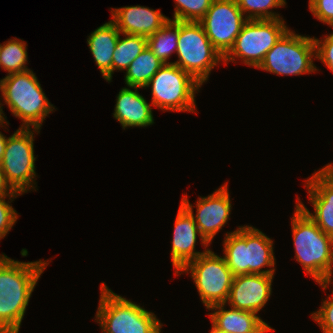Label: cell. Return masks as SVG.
I'll return each instance as SVG.
<instances>
[{
  "label": "cell",
  "instance_id": "1",
  "mask_svg": "<svg viewBox=\"0 0 333 333\" xmlns=\"http://www.w3.org/2000/svg\"><path fill=\"white\" fill-rule=\"evenodd\" d=\"M49 260L20 262L0 255V333H19L26 308Z\"/></svg>",
  "mask_w": 333,
  "mask_h": 333
},
{
  "label": "cell",
  "instance_id": "2",
  "mask_svg": "<svg viewBox=\"0 0 333 333\" xmlns=\"http://www.w3.org/2000/svg\"><path fill=\"white\" fill-rule=\"evenodd\" d=\"M291 226L296 261L326 290L333 283V237L325 234L297 203Z\"/></svg>",
  "mask_w": 333,
  "mask_h": 333
},
{
  "label": "cell",
  "instance_id": "3",
  "mask_svg": "<svg viewBox=\"0 0 333 333\" xmlns=\"http://www.w3.org/2000/svg\"><path fill=\"white\" fill-rule=\"evenodd\" d=\"M273 243L265 233L251 225L238 226L236 230L225 233L223 257L234 276L274 275L276 259Z\"/></svg>",
  "mask_w": 333,
  "mask_h": 333
},
{
  "label": "cell",
  "instance_id": "4",
  "mask_svg": "<svg viewBox=\"0 0 333 333\" xmlns=\"http://www.w3.org/2000/svg\"><path fill=\"white\" fill-rule=\"evenodd\" d=\"M0 91L13 116L22 120L20 128L41 129L55 110L32 70L6 75L0 79Z\"/></svg>",
  "mask_w": 333,
  "mask_h": 333
},
{
  "label": "cell",
  "instance_id": "5",
  "mask_svg": "<svg viewBox=\"0 0 333 333\" xmlns=\"http://www.w3.org/2000/svg\"><path fill=\"white\" fill-rule=\"evenodd\" d=\"M100 292L95 322L103 333H161L163 324L153 312L114 293L105 282Z\"/></svg>",
  "mask_w": 333,
  "mask_h": 333
},
{
  "label": "cell",
  "instance_id": "6",
  "mask_svg": "<svg viewBox=\"0 0 333 333\" xmlns=\"http://www.w3.org/2000/svg\"><path fill=\"white\" fill-rule=\"evenodd\" d=\"M151 87V104L164 111L195 113V94L202 85L175 64H164L144 86Z\"/></svg>",
  "mask_w": 333,
  "mask_h": 333
},
{
  "label": "cell",
  "instance_id": "7",
  "mask_svg": "<svg viewBox=\"0 0 333 333\" xmlns=\"http://www.w3.org/2000/svg\"><path fill=\"white\" fill-rule=\"evenodd\" d=\"M178 60L172 62L189 73L201 85L207 82L211 70L223 62L199 22L179 21Z\"/></svg>",
  "mask_w": 333,
  "mask_h": 333
},
{
  "label": "cell",
  "instance_id": "8",
  "mask_svg": "<svg viewBox=\"0 0 333 333\" xmlns=\"http://www.w3.org/2000/svg\"><path fill=\"white\" fill-rule=\"evenodd\" d=\"M288 29L266 53L257 69L281 76H301L319 71L313 63L316 48L313 37Z\"/></svg>",
  "mask_w": 333,
  "mask_h": 333
},
{
  "label": "cell",
  "instance_id": "9",
  "mask_svg": "<svg viewBox=\"0 0 333 333\" xmlns=\"http://www.w3.org/2000/svg\"><path fill=\"white\" fill-rule=\"evenodd\" d=\"M283 18L247 20L229 52L223 57L224 65L236 63V58L256 69L263 62L281 36L288 30Z\"/></svg>",
  "mask_w": 333,
  "mask_h": 333
},
{
  "label": "cell",
  "instance_id": "10",
  "mask_svg": "<svg viewBox=\"0 0 333 333\" xmlns=\"http://www.w3.org/2000/svg\"><path fill=\"white\" fill-rule=\"evenodd\" d=\"M182 273H190L206 309L227 302L234 275L223 256L209 249L187 263L175 276Z\"/></svg>",
  "mask_w": 333,
  "mask_h": 333
},
{
  "label": "cell",
  "instance_id": "11",
  "mask_svg": "<svg viewBox=\"0 0 333 333\" xmlns=\"http://www.w3.org/2000/svg\"><path fill=\"white\" fill-rule=\"evenodd\" d=\"M41 129L20 128L7 138L1 167L7 183L20 194L36 191L34 133Z\"/></svg>",
  "mask_w": 333,
  "mask_h": 333
},
{
  "label": "cell",
  "instance_id": "12",
  "mask_svg": "<svg viewBox=\"0 0 333 333\" xmlns=\"http://www.w3.org/2000/svg\"><path fill=\"white\" fill-rule=\"evenodd\" d=\"M247 20L236 0H213L199 23L214 48L224 57Z\"/></svg>",
  "mask_w": 333,
  "mask_h": 333
},
{
  "label": "cell",
  "instance_id": "13",
  "mask_svg": "<svg viewBox=\"0 0 333 333\" xmlns=\"http://www.w3.org/2000/svg\"><path fill=\"white\" fill-rule=\"evenodd\" d=\"M181 204L191 213L202 237L209 244H212L216 234L230 219L232 203L227 182L207 197H198L196 207L190 203L186 194L183 195ZM193 207L196 208V214Z\"/></svg>",
  "mask_w": 333,
  "mask_h": 333
},
{
  "label": "cell",
  "instance_id": "14",
  "mask_svg": "<svg viewBox=\"0 0 333 333\" xmlns=\"http://www.w3.org/2000/svg\"><path fill=\"white\" fill-rule=\"evenodd\" d=\"M274 275L245 274L234 276L226 305L258 314L272 295Z\"/></svg>",
  "mask_w": 333,
  "mask_h": 333
},
{
  "label": "cell",
  "instance_id": "15",
  "mask_svg": "<svg viewBox=\"0 0 333 333\" xmlns=\"http://www.w3.org/2000/svg\"><path fill=\"white\" fill-rule=\"evenodd\" d=\"M172 237L171 260L175 275L190 261L207 252L210 244L202 237L191 213L180 203ZM197 236L205 250L195 249Z\"/></svg>",
  "mask_w": 333,
  "mask_h": 333
},
{
  "label": "cell",
  "instance_id": "16",
  "mask_svg": "<svg viewBox=\"0 0 333 333\" xmlns=\"http://www.w3.org/2000/svg\"><path fill=\"white\" fill-rule=\"evenodd\" d=\"M304 183L314 212L307 209L300 197H297L296 203L325 234L333 237V176L316 171Z\"/></svg>",
  "mask_w": 333,
  "mask_h": 333
},
{
  "label": "cell",
  "instance_id": "17",
  "mask_svg": "<svg viewBox=\"0 0 333 333\" xmlns=\"http://www.w3.org/2000/svg\"><path fill=\"white\" fill-rule=\"evenodd\" d=\"M111 20L121 33L133 34L148 38L159 30L169 17L160 9L154 10L146 6H125L111 8Z\"/></svg>",
  "mask_w": 333,
  "mask_h": 333
},
{
  "label": "cell",
  "instance_id": "18",
  "mask_svg": "<svg viewBox=\"0 0 333 333\" xmlns=\"http://www.w3.org/2000/svg\"><path fill=\"white\" fill-rule=\"evenodd\" d=\"M140 88L123 87L117 94L113 117L119 121L123 130L128 127H147L154 124L152 104L139 94Z\"/></svg>",
  "mask_w": 333,
  "mask_h": 333
},
{
  "label": "cell",
  "instance_id": "19",
  "mask_svg": "<svg viewBox=\"0 0 333 333\" xmlns=\"http://www.w3.org/2000/svg\"><path fill=\"white\" fill-rule=\"evenodd\" d=\"M225 303L208 308L211 322L226 333H267L275 331L259 315L230 307L226 310Z\"/></svg>",
  "mask_w": 333,
  "mask_h": 333
},
{
  "label": "cell",
  "instance_id": "20",
  "mask_svg": "<svg viewBox=\"0 0 333 333\" xmlns=\"http://www.w3.org/2000/svg\"><path fill=\"white\" fill-rule=\"evenodd\" d=\"M120 33L115 23L110 20L91 32L87 38L95 64L107 82H112L113 53Z\"/></svg>",
  "mask_w": 333,
  "mask_h": 333
},
{
  "label": "cell",
  "instance_id": "21",
  "mask_svg": "<svg viewBox=\"0 0 333 333\" xmlns=\"http://www.w3.org/2000/svg\"><path fill=\"white\" fill-rule=\"evenodd\" d=\"M179 21L169 20L159 30L147 38V47L163 64H172L169 58L177 52Z\"/></svg>",
  "mask_w": 333,
  "mask_h": 333
},
{
  "label": "cell",
  "instance_id": "22",
  "mask_svg": "<svg viewBox=\"0 0 333 333\" xmlns=\"http://www.w3.org/2000/svg\"><path fill=\"white\" fill-rule=\"evenodd\" d=\"M163 65L147 47L129 65L124 76V82L126 86L144 88Z\"/></svg>",
  "mask_w": 333,
  "mask_h": 333
},
{
  "label": "cell",
  "instance_id": "23",
  "mask_svg": "<svg viewBox=\"0 0 333 333\" xmlns=\"http://www.w3.org/2000/svg\"><path fill=\"white\" fill-rule=\"evenodd\" d=\"M121 34L125 38L121 37ZM147 48V38L143 36L120 33L112 61V75L114 71L127 70L132 61Z\"/></svg>",
  "mask_w": 333,
  "mask_h": 333
},
{
  "label": "cell",
  "instance_id": "24",
  "mask_svg": "<svg viewBox=\"0 0 333 333\" xmlns=\"http://www.w3.org/2000/svg\"><path fill=\"white\" fill-rule=\"evenodd\" d=\"M27 44L24 40L11 38L1 44L0 68L7 71V75L30 70L28 64Z\"/></svg>",
  "mask_w": 333,
  "mask_h": 333
},
{
  "label": "cell",
  "instance_id": "25",
  "mask_svg": "<svg viewBox=\"0 0 333 333\" xmlns=\"http://www.w3.org/2000/svg\"><path fill=\"white\" fill-rule=\"evenodd\" d=\"M238 7L248 20L252 19H280L275 8L285 7L286 0H236ZM246 14V15H245Z\"/></svg>",
  "mask_w": 333,
  "mask_h": 333
},
{
  "label": "cell",
  "instance_id": "26",
  "mask_svg": "<svg viewBox=\"0 0 333 333\" xmlns=\"http://www.w3.org/2000/svg\"><path fill=\"white\" fill-rule=\"evenodd\" d=\"M173 19L177 21L199 22L209 10L213 0H174Z\"/></svg>",
  "mask_w": 333,
  "mask_h": 333
},
{
  "label": "cell",
  "instance_id": "27",
  "mask_svg": "<svg viewBox=\"0 0 333 333\" xmlns=\"http://www.w3.org/2000/svg\"><path fill=\"white\" fill-rule=\"evenodd\" d=\"M15 198L17 196H0V240L5 238L18 220L19 215L11 205Z\"/></svg>",
  "mask_w": 333,
  "mask_h": 333
},
{
  "label": "cell",
  "instance_id": "28",
  "mask_svg": "<svg viewBox=\"0 0 333 333\" xmlns=\"http://www.w3.org/2000/svg\"><path fill=\"white\" fill-rule=\"evenodd\" d=\"M311 318L318 323L322 333H333V290L332 296L323 299L320 309L311 313Z\"/></svg>",
  "mask_w": 333,
  "mask_h": 333
},
{
  "label": "cell",
  "instance_id": "29",
  "mask_svg": "<svg viewBox=\"0 0 333 333\" xmlns=\"http://www.w3.org/2000/svg\"><path fill=\"white\" fill-rule=\"evenodd\" d=\"M316 48V60L321 62L333 73V32L324 38L313 36Z\"/></svg>",
  "mask_w": 333,
  "mask_h": 333
},
{
  "label": "cell",
  "instance_id": "30",
  "mask_svg": "<svg viewBox=\"0 0 333 333\" xmlns=\"http://www.w3.org/2000/svg\"><path fill=\"white\" fill-rule=\"evenodd\" d=\"M309 10L320 22L333 28V0H309Z\"/></svg>",
  "mask_w": 333,
  "mask_h": 333
},
{
  "label": "cell",
  "instance_id": "31",
  "mask_svg": "<svg viewBox=\"0 0 333 333\" xmlns=\"http://www.w3.org/2000/svg\"><path fill=\"white\" fill-rule=\"evenodd\" d=\"M20 193L15 192L7 183L4 171L0 164V196H19Z\"/></svg>",
  "mask_w": 333,
  "mask_h": 333
},
{
  "label": "cell",
  "instance_id": "32",
  "mask_svg": "<svg viewBox=\"0 0 333 333\" xmlns=\"http://www.w3.org/2000/svg\"><path fill=\"white\" fill-rule=\"evenodd\" d=\"M7 138L1 131H0V164L2 162L3 156H4V151H5V146L7 143Z\"/></svg>",
  "mask_w": 333,
  "mask_h": 333
},
{
  "label": "cell",
  "instance_id": "33",
  "mask_svg": "<svg viewBox=\"0 0 333 333\" xmlns=\"http://www.w3.org/2000/svg\"><path fill=\"white\" fill-rule=\"evenodd\" d=\"M1 100H2V98L0 96V127L2 126L1 128H3L4 126L9 125V123L6 121L7 117L5 116V113L3 111L4 104L1 103L2 102Z\"/></svg>",
  "mask_w": 333,
  "mask_h": 333
},
{
  "label": "cell",
  "instance_id": "34",
  "mask_svg": "<svg viewBox=\"0 0 333 333\" xmlns=\"http://www.w3.org/2000/svg\"><path fill=\"white\" fill-rule=\"evenodd\" d=\"M320 173L328 175V176H333V163H328L324 167L320 168L318 170Z\"/></svg>",
  "mask_w": 333,
  "mask_h": 333
},
{
  "label": "cell",
  "instance_id": "35",
  "mask_svg": "<svg viewBox=\"0 0 333 333\" xmlns=\"http://www.w3.org/2000/svg\"><path fill=\"white\" fill-rule=\"evenodd\" d=\"M211 324H212V328L209 333H226L225 331H222L217 326H215L212 322H211Z\"/></svg>",
  "mask_w": 333,
  "mask_h": 333
}]
</instances>
